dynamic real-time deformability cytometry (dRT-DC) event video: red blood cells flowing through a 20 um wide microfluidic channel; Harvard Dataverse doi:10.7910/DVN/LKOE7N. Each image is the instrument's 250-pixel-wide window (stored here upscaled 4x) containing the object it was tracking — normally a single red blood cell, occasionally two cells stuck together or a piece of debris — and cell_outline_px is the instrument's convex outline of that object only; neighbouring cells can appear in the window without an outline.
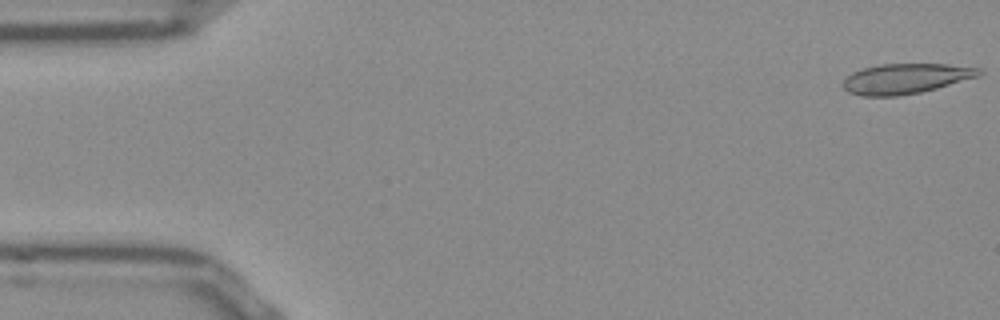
{"species": "Egyptian fruit bat (a non-hibernating species)", "species_latin": "Rousettus aegyptiacus", "temperature_condition": "room temperature", "stored_images_in_passage": 14, "camera_frame_rate_fps": 3000, "um_per_image_px": 0.085, "frame": {"image": 1, "passage_image": 1, "time_ms": 0.0, "image_size_px": [1000, 320], "cell_outline_px": [[984, 72], [980, 76], [936, 88], [920, 92], [896, 96], [864, 96], [848, 92], [840, 84], [852, 72], [864, 68], [880, 64], [948, 64], [980, 68]], "centroid_in_image_um": [76.99, 6.68], "position_along_channel_um": 8.0, "area_um2": 23.87}}